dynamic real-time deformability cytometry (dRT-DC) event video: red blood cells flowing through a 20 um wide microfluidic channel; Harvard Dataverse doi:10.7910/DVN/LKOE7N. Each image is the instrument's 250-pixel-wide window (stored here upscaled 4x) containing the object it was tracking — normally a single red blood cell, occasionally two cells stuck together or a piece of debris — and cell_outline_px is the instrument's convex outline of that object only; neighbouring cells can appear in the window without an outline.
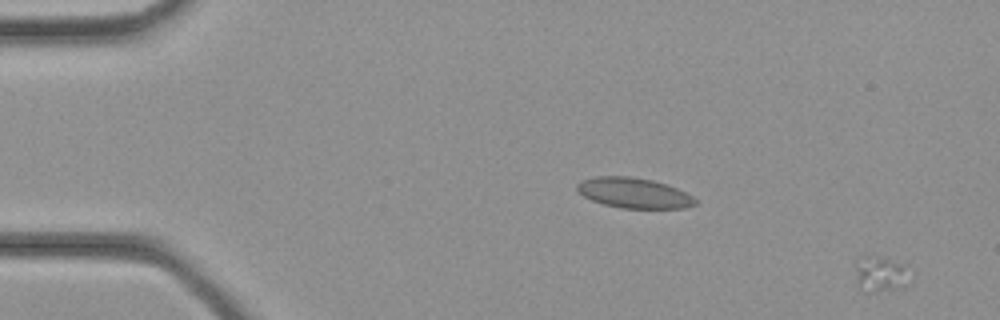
{"species": "common noctule bat (a hibernating species)", "species_latin": "Nyctalus noctula", "temperature_condition": "cold", "stored_images_in_passage": 37, "camera_frame_rate_fps": 3000, "um_per_image_px": 0.085, "animal": {"sex": "female", "body_mass_g": 21.9}, "frame": {"image": 1, "passage_image": 2, "time_ms": 0.333, "image_size_px": [1000, 320], "cell_outline_px": [[904, 276], [884, 288], [872, 292], [868, 292], [856, 284], [852, 264], [860, 256], [880, 256], [904, 264]], "centroid_in_image_um": [74.51, 23.15], "position_along_channel_um": 10.5, "area_um2": 10.12}}
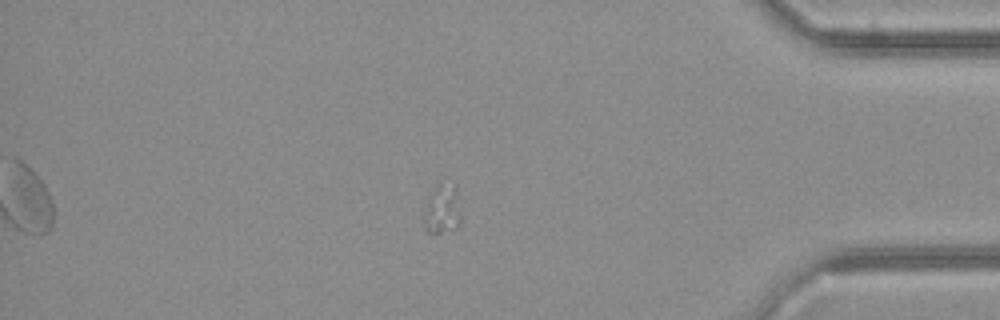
{"frame": {"image": 2, "passage_image": 31, "time_ms": 10.0, "image_size_px": [1000, 320], "cell_outline_px": [[460, 224], [456, 228], [440, 232], [428, 232], [424, 228], [428, 196], [436, 184], [456, 184], [460, 216]], "centroid_in_image_um": [37.62, 17.76], "position_along_channel_um": 397.6, "area_um2": 10.4}}